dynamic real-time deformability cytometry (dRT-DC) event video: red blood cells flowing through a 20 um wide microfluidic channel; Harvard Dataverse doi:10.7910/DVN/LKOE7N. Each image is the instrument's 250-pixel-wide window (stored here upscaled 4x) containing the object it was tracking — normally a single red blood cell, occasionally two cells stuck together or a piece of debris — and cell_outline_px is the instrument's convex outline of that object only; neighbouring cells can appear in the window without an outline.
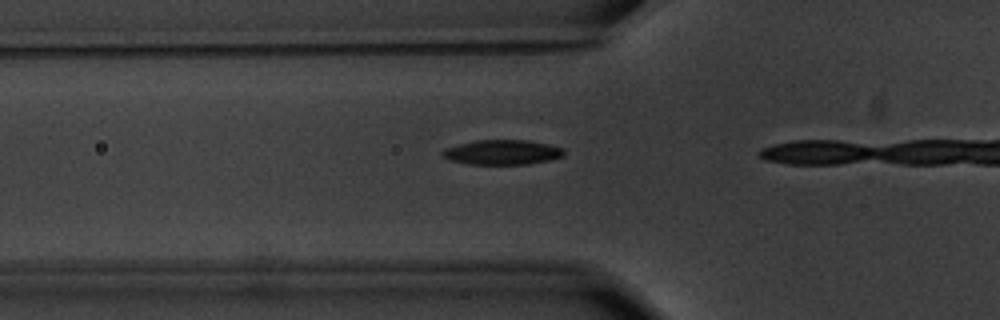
{"species": "common noctule bat (a hibernating species)", "species_latin": "Nyctalus noctula", "temperature_condition": "warm", "stored_images_in_passage": 5, "camera_frame_rate_fps": 3000, "um_per_image_px": 0.085, "animal": {"sex": "male", "body_mass_g": 20.1, "forearm_length_mm": 53.5}, "frame": {"image": 1, "passage_image": 4, "time_ms": 1.0, "image_size_px": [1000, 320], "cell_outline_px": [[564, 156], [548, 160], [528, 164], [468, 164], [452, 160], [444, 156], [440, 152], [448, 148], [460, 144], [476, 140], [528, 140], [548, 144], [564, 148]], "centroid_in_image_um": [42.74, 12.94], "position_along_channel_um": 83.1, "area_um2": 17.34}}